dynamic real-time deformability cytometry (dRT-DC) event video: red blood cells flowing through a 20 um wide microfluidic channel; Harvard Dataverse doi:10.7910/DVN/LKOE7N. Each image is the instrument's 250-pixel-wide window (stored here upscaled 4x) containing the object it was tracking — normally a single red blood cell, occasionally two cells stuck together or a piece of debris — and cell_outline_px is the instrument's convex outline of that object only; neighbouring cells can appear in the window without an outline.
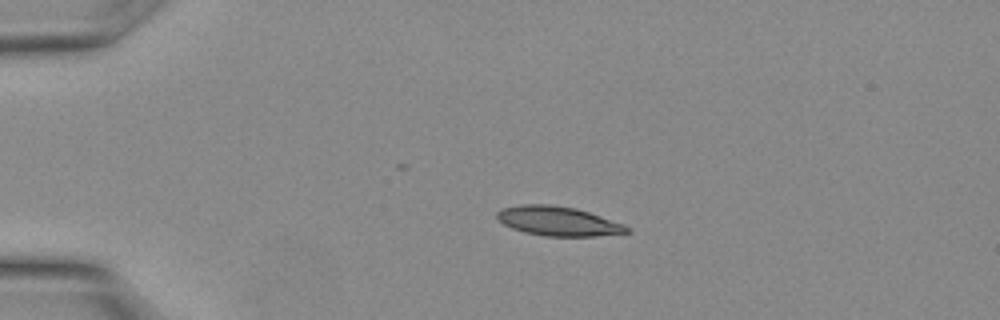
{"species": "Egyptian fruit bat (a non-hibernating species)", "species_latin": "Rousettus aegyptiacus", "temperature_condition": "warm", "stored_images_in_passage": 7, "camera_frame_rate_fps": 3000, "um_per_image_px": 0.085, "animal": {"sex": "female"}, "frame": {"image": 1, "passage_image": 1, "time_ms": 0.0, "image_size_px": [1000, 320], "cell_outline_px": [[632, 232], [596, 236], [544, 236], [524, 232], [512, 228], [504, 224], [496, 216], [496, 212], [504, 208], [520, 204], [548, 204], [576, 208], [624, 224]], "centroid_in_image_um": [47.44, 18.8], "position_along_channel_um": 37.6, "area_um2": 22.08}}